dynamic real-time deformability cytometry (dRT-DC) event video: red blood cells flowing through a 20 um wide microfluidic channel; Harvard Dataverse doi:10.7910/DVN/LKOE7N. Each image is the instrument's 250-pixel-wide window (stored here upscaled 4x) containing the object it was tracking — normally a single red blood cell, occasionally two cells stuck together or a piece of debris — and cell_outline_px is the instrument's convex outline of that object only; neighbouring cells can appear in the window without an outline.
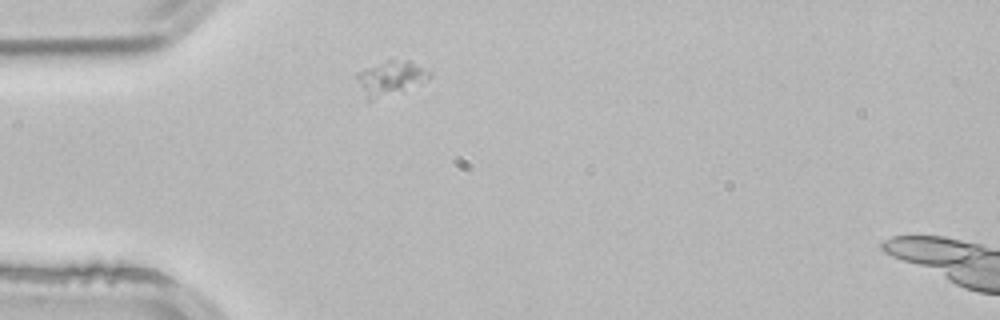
{"species": "common noctule bat (a hibernating species)", "species_latin": "Nyctalus noctula", "temperature_condition": "room temperature", "stored_images_in_passage": 2, "camera_frame_rate_fps": 3000, "um_per_image_px": 0.085, "animal": {"sex": "male", "body_mass_g": 21.5, "forearm_length_mm": 52.0}, "frame": {"image": 1, "passage_image": 1, "time_ms": 0.0, "image_size_px": [1000, 320], "cell_outline_px": [[432, 76], [428, 80], [404, 92], [372, 100], [364, 100], [356, 76], [356, 72], [364, 68], [388, 60], [408, 60], [432, 72]], "centroid_in_image_um": [33.2, 6.67], "position_along_channel_um": 51.8, "area_um2": 14.97}}